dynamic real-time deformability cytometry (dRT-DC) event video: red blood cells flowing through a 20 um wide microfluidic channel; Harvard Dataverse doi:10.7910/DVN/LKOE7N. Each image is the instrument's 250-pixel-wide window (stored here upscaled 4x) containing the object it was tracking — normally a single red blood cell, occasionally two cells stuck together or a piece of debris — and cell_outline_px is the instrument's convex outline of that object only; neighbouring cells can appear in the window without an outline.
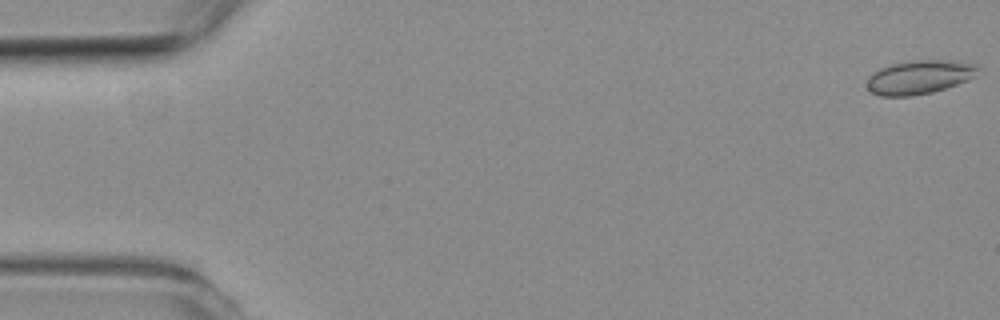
{"species": "common noctule bat (a hibernating species)", "species_latin": "Nyctalus noctula", "temperature_condition": "room temperature", "stored_images_in_passage": 55, "camera_frame_rate_fps": 3000, "um_per_image_px": 0.085, "animal": {"sex": "female", "body_mass_g": 19.3, "forearm_length_mm": 54.1}, "frame": {"image": 1, "passage_image": 1, "time_ms": 0.0, "image_size_px": [1000, 320], "cell_outline_px": [[980, 68], [976, 76], [968, 80], [932, 92], [912, 96], [880, 96], [872, 92], [868, 88], [868, 76], [872, 72], [880, 68], [892, 64], [916, 60], [956, 60], [980, 64]], "centroid_in_image_um": [78.2, 6.54], "position_along_channel_um": 6.8, "area_um2": 22.02}}
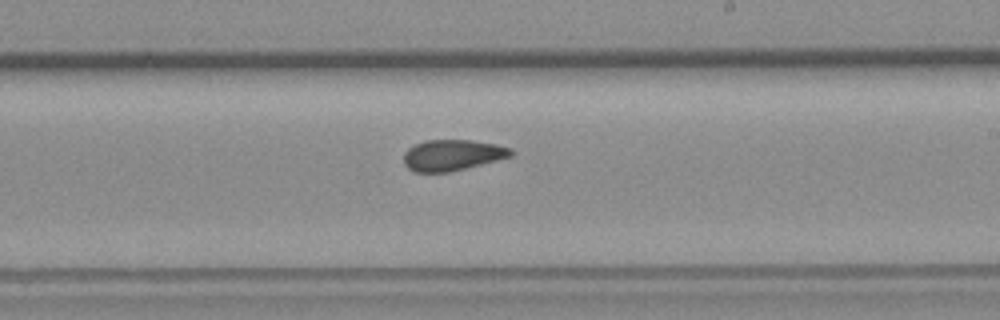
{"frame": {"image": 2, "passage_image": 32, "time_ms": 10.333, "image_size_px": [1000, 320], "cell_outline_px": [[516, 152], [512, 156], [448, 172], [412, 172], [404, 164], [404, 152], [408, 148], [424, 140], [468, 140], [496, 144], [512, 148]], "centroid_in_image_um": [38.44, 13.18], "position_along_channel_um": 250.6, "area_um2": 19.31}}
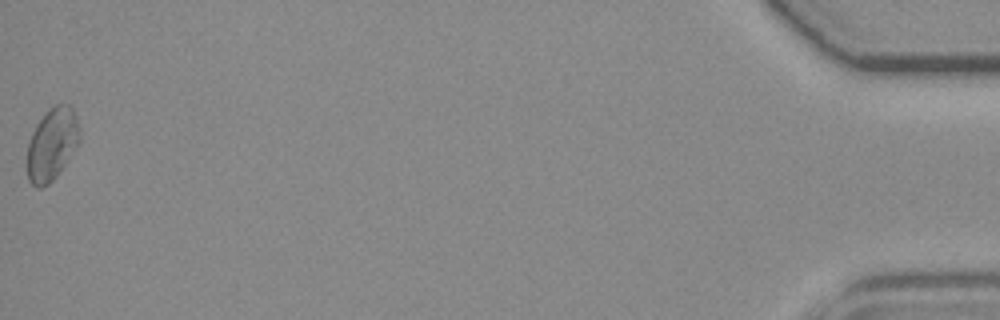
{"frame": {"image": 3, "passage_image": 55, "time_ms": 18.0, "image_size_px": [1000, 320], "cell_outline_px": [[80, 140], [56, 176], [48, 184], [40, 188], [36, 188], [28, 180], [24, 168], [24, 164], [28, 140], [36, 124], [44, 112], [48, 108], [56, 104], [68, 104], [72, 108], [76, 116], [80, 132]], "centroid_in_image_um": [4.34, 12.26], "position_along_channel_um": 430.9, "area_um2": 22.6}, "authors_computed_cell_mechanics": {"area_um2": 20.1722, "velocity_mm_per_s": 3.729, "shape_relaxation_time_tau1_ms": null, "shape_relaxation_time_tau2_ms": 2.0967, "deformation_change_tau1": null, "deformation_change_tau2": 0.0611}}